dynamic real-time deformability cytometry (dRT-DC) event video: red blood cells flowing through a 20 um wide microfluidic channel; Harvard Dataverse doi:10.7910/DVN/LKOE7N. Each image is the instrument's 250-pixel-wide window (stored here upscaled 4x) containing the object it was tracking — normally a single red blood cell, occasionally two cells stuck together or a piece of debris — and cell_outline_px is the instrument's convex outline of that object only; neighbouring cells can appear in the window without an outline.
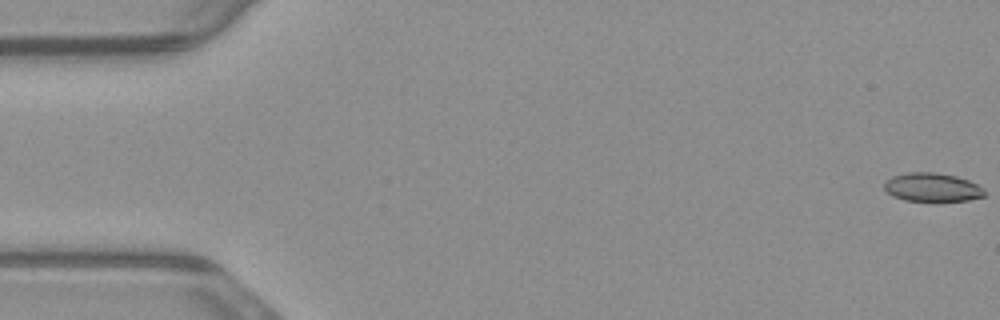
{"species": "common noctule bat (a hibernating species)", "species_latin": "Nyctalus noctula", "temperature_condition": "warm", "stored_images_in_passage": 14, "camera_frame_rate_fps": 3000, "um_per_image_px": 0.085, "animal": {"sex": "male", "body_mass_g": 23.1, "forearm_length_mm": 52.7}, "frame": {"image": 1, "passage_image": 1, "time_ms": 0.0, "image_size_px": [1000, 320], "cell_outline_px": [[984, 196], [960, 200], [912, 200], [896, 196], [888, 188], [900, 176], [948, 176], [964, 180], [972, 184]], "centroid_in_image_um": [79.36, 16.02], "position_along_channel_um": 5.6, "area_um2": 13.29}}
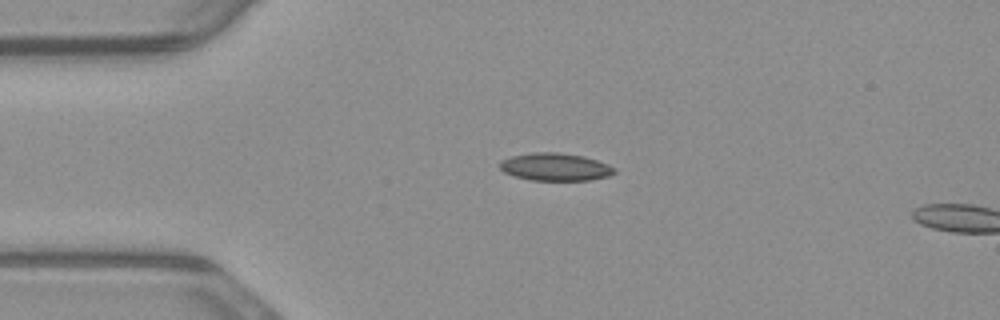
{"frame": {"image": 2, "passage_image": 13, "time_ms": 4.0, "image_size_px": [1000, 320], "cell_outline_px": [[612, 172], [600, 176], [580, 180], [540, 180], [520, 176], [508, 172], [500, 164], [508, 160], [520, 156], [576, 156], [592, 160], [612, 168]], "centroid_in_image_um": [47.22, 14.26], "position_along_channel_um": 37.8, "area_um2": 15.2}}